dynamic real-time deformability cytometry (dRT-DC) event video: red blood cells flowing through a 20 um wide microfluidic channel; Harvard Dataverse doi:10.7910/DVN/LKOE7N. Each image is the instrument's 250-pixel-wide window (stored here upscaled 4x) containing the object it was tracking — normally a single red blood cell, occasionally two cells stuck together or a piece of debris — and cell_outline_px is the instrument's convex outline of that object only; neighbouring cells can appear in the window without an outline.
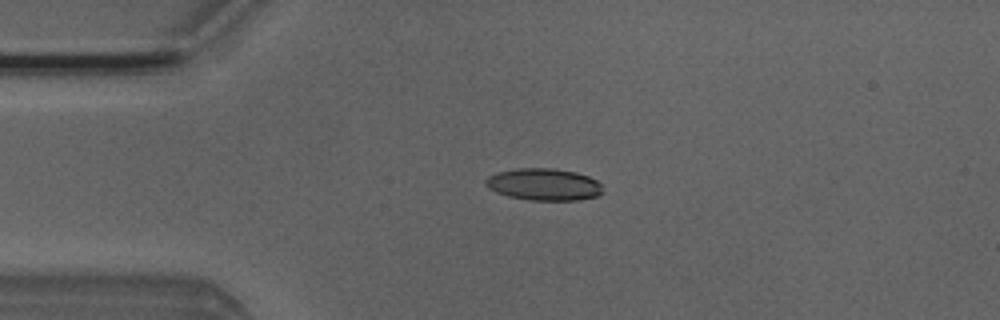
{"species": "Egyptian fruit bat (a non-hibernating species)", "species_latin": "Rousettus aegyptiacus", "temperature_condition": "room temperature", "stored_images_in_passage": 16, "camera_frame_rate_fps": 3000, "um_per_image_px": 0.085, "animal": {"sex": "male"}, "frame": {"image": 1, "passage_image": 11, "time_ms": 3.333, "image_size_px": [1000, 320], "cell_outline_px": [[604, 192], [596, 196], [576, 200], [528, 200], [508, 196], [496, 192], [488, 188], [484, 184], [484, 180], [488, 176], [500, 172], [516, 168], [552, 168], [576, 172], [588, 176], [596, 180], [600, 184]], "centroid_in_image_um": [46.21, 15.67], "position_along_channel_um": 38.8, "area_um2": 21.85}}